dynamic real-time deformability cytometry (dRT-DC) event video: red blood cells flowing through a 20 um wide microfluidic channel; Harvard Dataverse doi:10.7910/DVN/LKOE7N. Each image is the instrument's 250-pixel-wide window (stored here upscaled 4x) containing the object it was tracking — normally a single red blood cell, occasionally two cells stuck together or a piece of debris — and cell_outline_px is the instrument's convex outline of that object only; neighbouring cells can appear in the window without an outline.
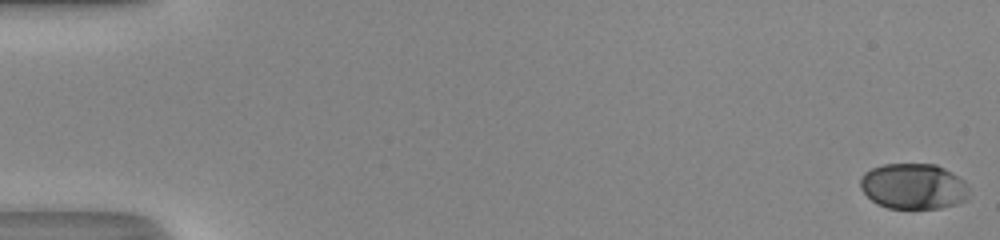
{"species": "human", "species_latin": "Homo sapiens", "temperature_condition": "room temperature", "stored_images_in_passage": 51, "camera_frame_rate_fps": 3000, "um_per_image_px": 0.085, "donor": {"sex": "male"}, "frame": {"image": 1, "passage_image": 1, "time_ms": 0.0, "image_size_px": [1000, 240], "cell_outline_px": [[968, 200], [956, 204], [940, 208], [888, 208], [876, 204], [860, 188], [860, 180], [864, 172], [872, 168], [884, 164], [936, 164], [952, 172], [964, 180], [968, 184]], "centroid_in_image_um": [77.66, 15.83], "position_along_channel_um": 7.3, "area_um2": 29.13}}
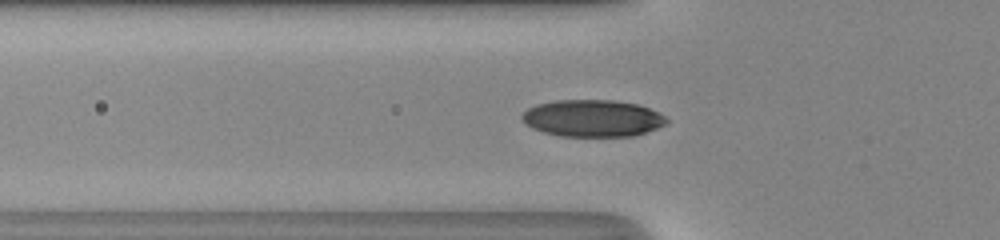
{"frame": {"image": 2, "passage_image": 19, "time_ms": 6.0, "image_size_px": [1000, 240], "cell_outline_px": [[668, 124], [636, 136], [560, 136], [544, 132], [532, 128], [520, 116], [528, 108], [536, 104], [556, 100], [612, 100], [636, 104], [660, 112], [668, 120]], "centroid_in_image_um": [50.4, 10.05], "position_along_channel_um": 75.4, "area_um2": 31.15}}
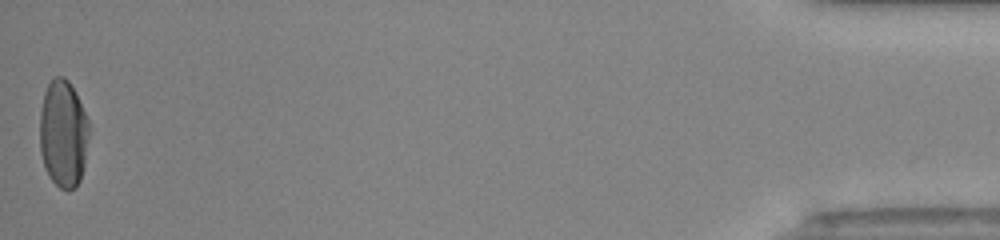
{"frame": {"image": 3, "passage_image": 51, "time_ms": 16.667, "image_size_px": [1000, 240], "cell_outline_px": [[88, 136], [84, 164], [80, 180], [68, 192], [60, 188], [48, 176], [44, 168], [40, 152], [40, 112], [44, 92], [48, 84], [56, 76], [64, 76], [68, 80], [76, 92], [88, 120]], "centroid_in_image_um": [5.35, 11.36], "position_along_channel_um": 429.8, "area_um2": 30.87}, "authors_computed_cell_mechanics": {"area_um2": 30.5762, "velocity_mm_per_s": 4.2057, "shape_relaxation_time_tau1_ms": 3.5368, "shape_relaxation_time_tau2_ms": null, "deformation_change_tau1": 0.166, "deformation_change_tau2": null}}